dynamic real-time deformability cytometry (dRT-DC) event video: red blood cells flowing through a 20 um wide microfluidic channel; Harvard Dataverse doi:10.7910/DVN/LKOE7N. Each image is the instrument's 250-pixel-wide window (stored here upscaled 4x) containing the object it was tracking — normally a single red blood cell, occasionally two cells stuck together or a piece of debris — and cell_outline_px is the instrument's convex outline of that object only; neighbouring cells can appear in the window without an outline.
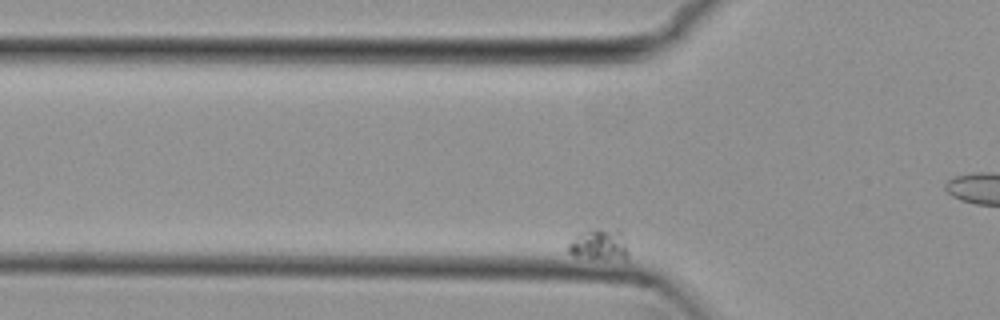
{"species": "common noctule bat (a hibernating species)", "species_latin": "Nyctalus noctula", "temperature_condition": "cold", "stored_images_in_passage": 48, "camera_frame_rate_fps": 3000, "um_per_image_px": 0.085, "animal": {"sex": "female", "body_mass_g": 29.2, "forearm_length_mm": 56.3}, "frame": {"image": 1, "passage_image": 12, "time_ms": 3.667, "image_size_px": [1000, 320], "cell_outline_px": [[628, 256], [624, 260], [576, 256], [568, 252], [568, 244], [580, 232], [596, 228], [620, 228], [624, 236], [628, 252]], "centroid_in_image_um": [50.99, 20.75], "position_along_channel_um": 74.8, "area_um2": 11.1}}
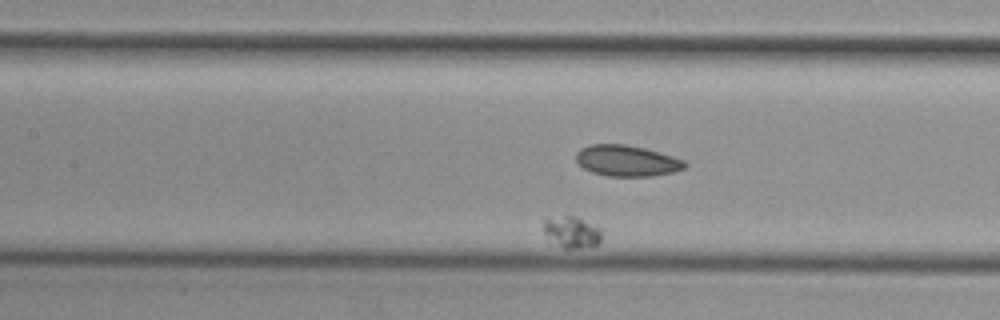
{"frame": {"image": 2, "passage_image": 23, "time_ms": 7.333, "image_size_px": [1000, 320], "cell_outline_px": [[604, 232], [600, 244], [580, 248], [564, 248], [548, 236], [544, 232], [544, 220], [548, 216], [576, 216], [600, 228]], "centroid_in_image_um": [48.66, 19.7], "position_along_channel_um": 158.7, "area_um2": 10.69}}
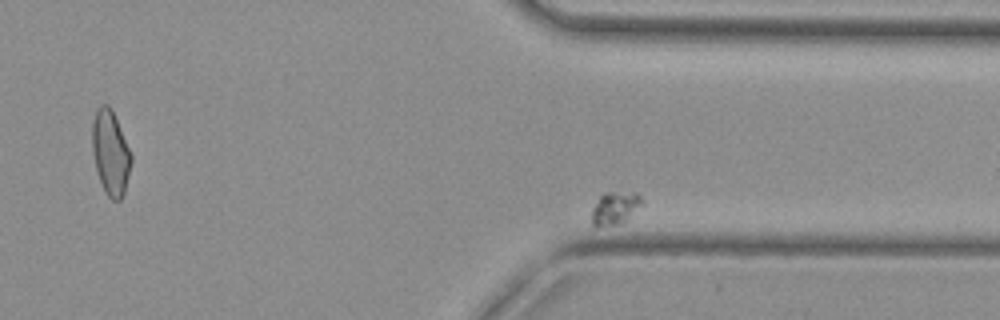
{"frame": {"image": 3, "passage_image": 46, "time_ms": 15.0, "image_size_px": [1000, 320], "cell_outline_px": [[644, 204], [624, 224], [596, 228], [592, 224], [592, 208], [600, 196], [604, 192], [636, 192], [644, 200]], "centroid_in_image_um": [52.32, 17.72], "position_along_channel_um": 359.1, "area_um2": 10.17}}